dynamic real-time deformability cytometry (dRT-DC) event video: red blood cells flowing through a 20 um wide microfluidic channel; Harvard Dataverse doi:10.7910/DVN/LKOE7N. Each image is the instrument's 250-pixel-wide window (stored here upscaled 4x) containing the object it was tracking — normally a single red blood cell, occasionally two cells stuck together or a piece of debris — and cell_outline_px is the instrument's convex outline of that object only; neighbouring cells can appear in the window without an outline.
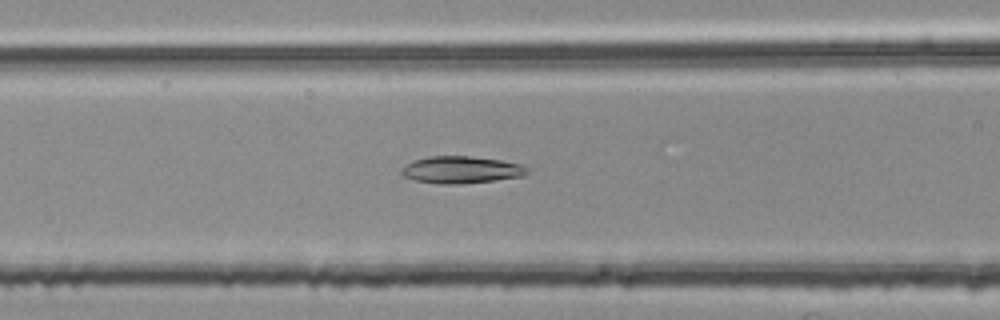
{"species": "common noctule bat (a hibernating species)", "species_latin": "Nyctalus noctula", "temperature_condition": "room temperature", "stored_images_in_passage": 54, "camera_frame_rate_fps": 3000, "um_per_image_px": 0.085, "animal": {"sex": "female", "body_mass_g": 25.1}, "frame": {"image": 1, "passage_image": 21, "time_ms": 6.667, "image_size_px": [1000, 320], "cell_outline_px": [[528, 172], [524, 176], [460, 184], [436, 184], [416, 180], [404, 176], [400, 172], [400, 168], [404, 164], [412, 160], [432, 156], [468, 156], [500, 160], [520, 164], [528, 168]], "centroid_in_image_um": [39.15, 14.43], "position_along_channel_um": 127.5, "area_um2": 19.83}}
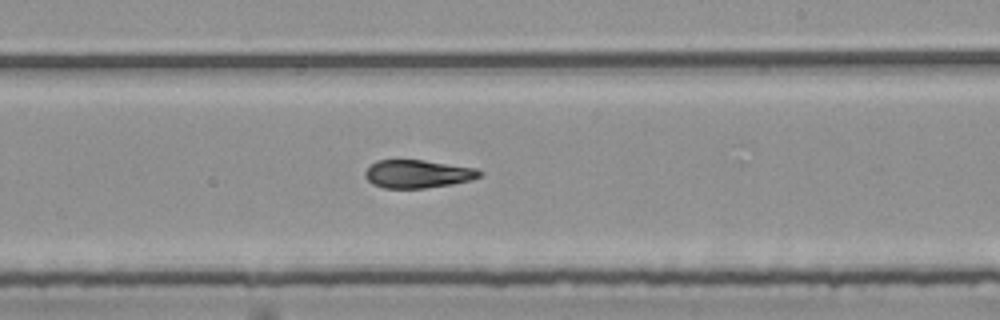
{"frame": {"image": 2, "passage_image": 31, "time_ms": 10.0, "image_size_px": [1000, 320], "cell_outline_px": [[484, 172], [480, 176], [472, 180], [452, 184], [424, 188], [384, 188], [372, 184], [364, 176], [364, 172], [376, 160], [424, 160], [476, 168]], "centroid_in_image_um": [35.51, 14.78], "position_along_channel_um": 253.5, "area_um2": 18.79}}
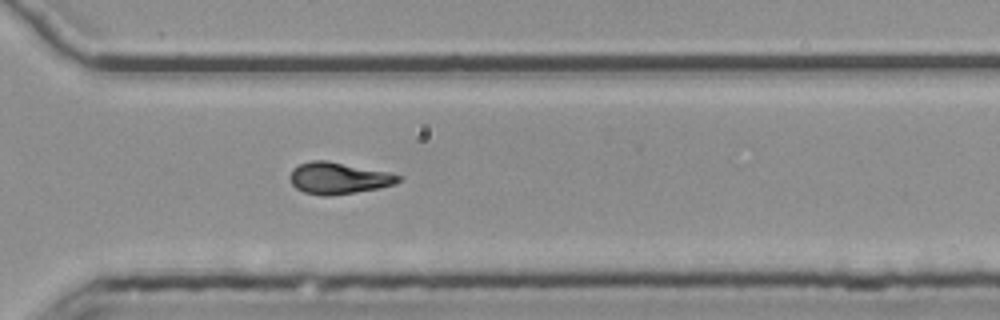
{"frame": {"image": 3, "passage_image": 38, "time_ms": 12.333, "image_size_px": [1000, 320], "cell_outline_px": [[404, 176], [396, 184], [380, 188], [328, 196], [324, 196], [304, 192], [296, 188], [292, 184], [288, 176], [292, 168], [300, 164], [312, 160], [328, 160], [388, 172]], "centroid_in_image_um": [28.77, 15.13], "position_along_channel_um": 341.8, "area_um2": 20.11}, "authors_computed_cell_mechanics": {"area_um2": 19.5653, "velocity_mm_per_s": 3.799, "shape_relaxation_time_tau1_ms": 4.2126, "shape_relaxation_time_tau2_ms": 2.7274, "deformation_change_tau1": 0.1796, "deformation_change_tau2": 0.1123}}